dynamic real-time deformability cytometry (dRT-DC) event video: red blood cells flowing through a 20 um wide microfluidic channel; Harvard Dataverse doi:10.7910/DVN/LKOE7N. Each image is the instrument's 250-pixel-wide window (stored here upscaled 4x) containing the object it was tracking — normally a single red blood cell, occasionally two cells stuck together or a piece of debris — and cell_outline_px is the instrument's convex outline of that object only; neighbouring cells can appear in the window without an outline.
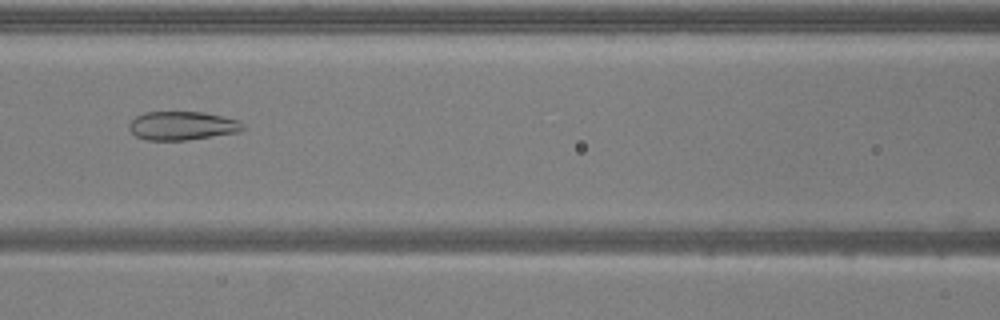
{"species": "common noctule bat (a hibernating species)", "species_latin": "Nyctalus noctula", "temperature_condition": "warm", "stored_images_in_passage": 52, "camera_frame_rate_fps": 3000, "um_per_image_px": 0.085, "animal": {"sex": "male", "body_mass_g": 20.5, "forearm_length_mm": 52.5}, "frame": {"image": 1, "passage_image": 22, "time_ms": 7.0, "image_size_px": [1000, 320], "cell_outline_px": [[244, 128], [236, 132], [184, 140], [148, 140], [136, 136], [128, 128], [128, 124], [136, 116], [144, 112], [204, 112], [240, 120], [244, 124]], "centroid_in_image_um": [15.47, 10.67], "position_along_channel_um": 151.1, "area_um2": 18.84}}